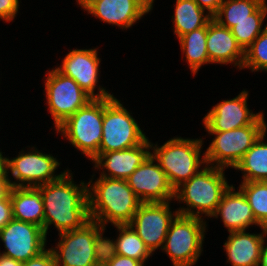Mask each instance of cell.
<instances>
[{
    "label": "cell",
    "mask_w": 267,
    "mask_h": 266,
    "mask_svg": "<svg viewBox=\"0 0 267 266\" xmlns=\"http://www.w3.org/2000/svg\"><path fill=\"white\" fill-rule=\"evenodd\" d=\"M68 170L60 179L37 186L44 205V234L53 224L59 233L79 229L90 221L88 186L75 184Z\"/></svg>",
    "instance_id": "6da1fadb"
},
{
    "label": "cell",
    "mask_w": 267,
    "mask_h": 266,
    "mask_svg": "<svg viewBox=\"0 0 267 266\" xmlns=\"http://www.w3.org/2000/svg\"><path fill=\"white\" fill-rule=\"evenodd\" d=\"M94 175L87 183L90 220L106 225L129 224L141 201L125 179L101 177L94 182Z\"/></svg>",
    "instance_id": "7a4b0ae2"
},
{
    "label": "cell",
    "mask_w": 267,
    "mask_h": 266,
    "mask_svg": "<svg viewBox=\"0 0 267 266\" xmlns=\"http://www.w3.org/2000/svg\"><path fill=\"white\" fill-rule=\"evenodd\" d=\"M224 171V168L206 165L188 181L177 187L174 201L184 203L187 207L178 208V213L201 219L206 216L211 218L223 194L231 186L228 184Z\"/></svg>",
    "instance_id": "3957f363"
},
{
    "label": "cell",
    "mask_w": 267,
    "mask_h": 266,
    "mask_svg": "<svg viewBox=\"0 0 267 266\" xmlns=\"http://www.w3.org/2000/svg\"><path fill=\"white\" fill-rule=\"evenodd\" d=\"M203 142V138L180 136L173 137L160 146L150 142L151 155L166 173L174 190L207 165L205 152L201 155Z\"/></svg>",
    "instance_id": "277c9868"
},
{
    "label": "cell",
    "mask_w": 267,
    "mask_h": 266,
    "mask_svg": "<svg viewBox=\"0 0 267 266\" xmlns=\"http://www.w3.org/2000/svg\"><path fill=\"white\" fill-rule=\"evenodd\" d=\"M106 228L90 220L83 227L58 233L56 247H50L57 266H93L103 259Z\"/></svg>",
    "instance_id": "5b68a950"
},
{
    "label": "cell",
    "mask_w": 267,
    "mask_h": 266,
    "mask_svg": "<svg viewBox=\"0 0 267 266\" xmlns=\"http://www.w3.org/2000/svg\"><path fill=\"white\" fill-rule=\"evenodd\" d=\"M267 131L264 113L251 125L223 132H208L212 142L205 151L206 164L227 169L235 168L244 154Z\"/></svg>",
    "instance_id": "8992f818"
},
{
    "label": "cell",
    "mask_w": 267,
    "mask_h": 266,
    "mask_svg": "<svg viewBox=\"0 0 267 266\" xmlns=\"http://www.w3.org/2000/svg\"><path fill=\"white\" fill-rule=\"evenodd\" d=\"M103 126V99H92L60 124L61 133L81 154L93 160L99 154Z\"/></svg>",
    "instance_id": "52a82bcc"
},
{
    "label": "cell",
    "mask_w": 267,
    "mask_h": 266,
    "mask_svg": "<svg viewBox=\"0 0 267 266\" xmlns=\"http://www.w3.org/2000/svg\"><path fill=\"white\" fill-rule=\"evenodd\" d=\"M131 114L115 96L103 99L99 153L132 148L148 138Z\"/></svg>",
    "instance_id": "ba28073f"
},
{
    "label": "cell",
    "mask_w": 267,
    "mask_h": 266,
    "mask_svg": "<svg viewBox=\"0 0 267 266\" xmlns=\"http://www.w3.org/2000/svg\"><path fill=\"white\" fill-rule=\"evenodd\" d=\"M206 221L178 214L171 222L162 249L173 266H194L203 253ZM205 232V233H204Z\"/></svg>",
    "instance_id": "9c48e42d"
},
{
    "label": "cell",
    "mask_w": 267,
    "mask_h": 266,
    "mask_svg": "<svg viewBox=\"0 0 267 266\" xmlns=\"http://www.w3.org/2000/svg\"><path fill=\"white\" fill-rule=\"evenodd\" d=\"M18 153L15 158L7 159L8 175L15 179L9 178L11 187H37L60 179L69 170L55 174L60 162L52 154H45L36 147Z\"/></svg>",
    "instance_id": "30bf717a"
},
{
    "label": "cell",
    "mask_w": 267,
    "mask_h": 266,
    "mask_svg": "<svg viewBox=\"0 0 267 266\" xmlns=\"http://www.w3.org/2000/svg\"><path fill=\"white\" fill-rule=\"evenodd\" d=\"M45 77H47L44 78L46 104L56 129L93 98L75 80L62 74L56 68L46 72Z\"/></svg>",
    "instance_id": "8fae6325"
},
{
    "label": "cell",
    "mask_w": 267,
    "mask_h": 266,
    "mask_svg": "<svg viewBox=\"0 0 267 266\" xmlns=\"http://www.w3.org/2000/svg\"><path fill=\"white\" fill-rule=\"evenodd\" d=\"M170 202L141 203L129 223L152 254L162 249L170 224L179 214L171 210Z\"/></svg>",
    "instance_id": "7c38bea8"
},
{
    "label": "cell",
    "mask_w": 267,
    "mask_h": 266,
    "mask_svg": "<svg viewBox=\"0 0 267 266\" xmlns=\"http://www.w3.org/2000/svg\"><path fill=\"white\" fill-rule=\"evenodd\" d=\"M98 48L73 49L62 59L61 65L55 67L62 74L75 80L78 85L93 99L113 97L106 88L98 86L101 59ZM98 87V88H97ZM96 88L98 90L95 93Z\"/></svg>",
    "instance_id": "4fadbf2b"
},
{
    "label": "cell",
    "mask_w": 267,
    "mask_h": 266,
    "mask_svg": "<svg viewBox=\"0 0 267 266\" xmlns=\"http://www.w3.org/2000/svg\"><path fill=\"white\" fill-rule=\"evenodd\" d=\"M4 250L0 254L22 263L38 256L46 249L47 238L41 227L12 219L0 230Z\"/></svg>",
    "instance_id": "5bb4252c"
},
{
    "label": "cell",
    "mask_w": 267,
    "mask_h": 266,
    "mask_svg": "<svg viewBox=\"0 0 267 266\" xmlns=\"http://www.w3.org/2000/svg\"><path fill=\"white\" fill-rule=\"evenodd\" d=\"M155 0H80L88 14L120 29H129L153 10Z\"/></svg>",
    "instance_id": "9a60e30c"
},
{
    "label": "cell",
    "mask_w": 267,
    "mask_h": 266,
    "mask_svg": "<svg viewBox=\"0 0 267 266\" xmlns=\"http://www.w3.org/2000/svg\"><path fill=\"white\" fill-rule=\"evenodd\" d=\"M126 180L142 203L174 200L175 190L166 173L152 155L138 166Z\"/></svg>",
    "instance_id": "2e32d148"
},
{
    "label": "cell",
    "mask_w": 267,
    "mask_h": 266,
    "mask_svg": "<svg viewBox=\"0 0 267 266\" xmlns=\"http://www.w3.org/2000/svg\"><path fill=\"white\" fill-rule=\"evenodd\" d=\"M248 97V91L243 89L235 98L212 106L202 118L206 132H223L253 124L263 112L253 113L248 108Z\"/></svg>",
    "instance_id": "e0dca14e"
},
{
    "label": "cell",
    "mask_w": 267,
    "mask_h": 266,
    "mask_svg": "<svg viewBox=\"0 0 267 266\" xmlns=\"http://www.w3.org/2000/svg\"><path fill=\"white\" fill-rule=\"evenodd\" d=\"M150 149V140L147 138L132 148L99 153L92 160L93 167L102 170L101 177L126 180L151 155Z\"/></svg>",
    "instance_id": "ac0fdd59"
},
{
    "label": "cell",
    "mask_w": 267,
    "mask_h": 266,
    "mask_svg": "<svg viewBox=\"0 0 267 266\" xmlns=\"http://www.w3.org/2000/svg\"><path fill=\"white\" fill-rule=\"evenodd\" d=\"M206 45L209 64H233L242 70L244 51L238 45L231 29L219 25L212 19L207 24Z\"/></svg>",
    "instance_id": "d6986e66"
},
{
    "label": "cell",
    "mask_w": 267,
    "mask_h": 266,
    "mask_svg": "<svg viewBox=\"0 0 267 266\" xmlns=\"http://www.w3.org/2000/svg\"><path fill=\"white\" fill-rule=\"evenodd\" d=\"M233 184L223 194L220 203L218 204L216 211L211 216L218 218L220 216L224 227L227 231L235 232L248 229L251 225H260L256 222L252 212V208L249 205L246 196L238 189L235 191Z\"/></svg>",
    "instance_id": "ffe728a7"
},
{
    "label": "cell",
    "mask_w": 267,
    "mask_h": 266,
    "mask_svg": "<svg viewBox=\"0 0 267 266\" xmlns=\"http://www.w3.org/2000/svg\"><path fill=\"white\" fill-rule=\"evenodd\" d=\"M258 234L246 230L230 232L224 243L228 264L232 266H258L261 247L267 228Z\"/></svg>",
    "instance_id": "44dd1931"
},
{
    "label": "cell",
    "mask_w": 267,
    "mask_h": 266,
    "mask_svg": "<svg viewBox=\"0 0 267 266\" xmlns=\"http://www.w3.org/2000/svg\"><path fill=\"white\" fill-rule=\"evenodd\" d=\"M13 218L35 224L44 231V205L37 187H11Z\"/></svg>",
    "instance_id": "7402d4cb"
},
{
    "label": "cell",
    "mask_w": 267,
    "mask_h": 266,
    "mask_svg": "<svg viewBox=\"0 0 267 266\" xmlns=\"http://www.w3.org/2000/svg\"><path fill=\"white\" fill-rule=\"evenodd\" d=\"M113 226L116 227L119 236L115 240L106 237L105 246L112 253L139 260L145 265L153 254L135 230L129 224Z\"/></svg>",
    "instance_id": "603a6c76"
},
{
    "label": "cell",
    "mask_w": 267,
    "mask_h": 266,
    "mask_svg": "<svg viewBox=\"0 0 267 266\" xmlns=\"http://www.w3.org/2000/svg\"><path fill=\"white\" fill-rule=\"evenodd\" d=\"M173 32L179 39L182 35L206 26L213 17L201 9L194 0H176L174 5Z\"/></svg>",
    "instance_id": "cb8c5ba5"
},
{
    "label": "cell",
    "mask_w": 267,
    "mask_h": 266,
    "mask_svg": "<svg viewBox=\"0 0 267 266\" xmlns=\"http://www.w3.org/2000/svg\"><path fill=\"white\" fill-rule=\"evenodd\" d=\"M264 132L244 154L234 169L241 171L242 182L267 181V143Z\"/></svg>",
    "instance_id": "d4e9b609"
},
{
    "label": "cell",
    "mask_w": 267,
    "mask_h": 266,
    "mask_svg": "<svg viewBox=\"0 0 267 266\" xmlns=\"http://www.w3.org/2000/svg\"><path fill=\"white\" fill-rule=\"evenodd\" d=\"M178 40L182 55L185 56L184 59L194 76L202 66L209 64L206 45L207 25L182 35Z\"/></svg>",
    "instance_id": "484cf974"
},
{
    "label": "cell",
    "mask_w": 267,
    "mask_h": 266,
    "mask_svg": "<svg viewBox=\"0 0 267 266\" xmlns=\"http://www.w3.org/2000/svg\"><path fill=\"white\" fill-rule=\"evenodd\" d=\"M266 0H223L213 16L219 25L231 29L239 21L253 20V13Z\"/></svg>",
    "instance_id": "4316f807"
},
{
    "label": "cell",
    "mask_w": 267,
    "mask_h": 266,
    "mask_svg": "<svg viewBox=\"0 0 267 266\" xmlns=\"http://www.w3.org/2000/svg\"><path fill=\"white\" fill-rule=\"evenodd\" d=\"M265 18H267V0L253 13V20L239 21L231 28L233 36L243 51H245L267 27V24L263 25Z\"/></svg>",
    "instance_id": "83f0119b"
},
{
    "label": "cell",
    "mask_w": 267,
    "mask_h": 266,
    "mask_svg": "<svg viewBox=\"0 0 267 266\" xmlns=\"http://www.w3.org/2000/svg\"><path fill=\"white\" fill-rule=\"evenodd\" d=\"M238 188L246 196L256 222L267 228V181L241 182Z\"/></svg>",
    "instance_id": "f1b7e54d"
},
{
    "label": "cell",
    "mask_w": 267,
    "mask_h": 266,
    "mask_svg": "<svg viewBox=\"0 0 267 266\" xmlns=\"http://www.w3.org/2000/svg\"><path fill=\"white\" fill-rule=\"evenodd\" d=\"M246 68L251 72H267V27L244 51L242 69Z\"/></svg>",
    "instance_id": "f546056e"
},
{
    "label": "cell",
    "mask_w": 267,
    "mask_h": 266,
    "mask_svg": "<svg viewBox=\"0 0 267 266\" xmlns=\"http://www.w3.org/2000/svg\"><path fill=\"white\" fill-rule=\"evenodd\" d=\"M103 260L108 266H145L141 261L112 253L106 246Z\"/></svg>",
    "instance_id": "4dcf8cb0"
},
{
    "label": "cell",
    "mask_w": 267,
    "mask_h": 266,
    "mask_svg": "<svg viewBox=\"0 0 267 266\" xmlns=\"http://www.w3.org/2000/svg\"><path fill=\"white\" fill-rule=\"evenodd\" d=\"M19 0H0V19L12 22L19 10Z\"/></svg>",
    "instance_id": "1f68e13d"
},
{
    "label": "cell",
    "mask_w": 267,
    "mask_h": 266,
    "mask_svg": "<svg viewBox=\"0 0 267 266\" xmlns=\"http://www.w3.org/2000/svg\"><path fill=\"white\" fill-rule=\"evenodd\" d=\"M23 266H57L52 250L45 249L38 256L30 258Z\"/></svg>",
    "instance_id": "d6a6232c"
},
{
    "label": "cell",
    "mask_w": 267,
    "mask_h": 266,
    "mask_svg": "<svg viewBox=\"0 0 267 266\" xmlns=\"http://www.w3.org/2000/svg\"><path fill=\"white\" fill-rule=\"evenodd\" d=\"M13 219L12 201L10 192L0 199V230Z\"/></svg>",
    "instance_id": "836d02e7"
},
{
    "label": "cell",
    "mask_w": 267,
    "mask_h": 266,
    "mask_svg": "<svg viewBox=\"0 0 267 266\" xmlns=\"http://www.w3.org/2000/svg\"><path fill=\"white\" fill-rule=\"evenodd\" d=\"M198 6L212 17L218 12L223 0H194Z\"/></svg>",
    "instance_id": "e575fe53"
},
{
    "label": "cell",
    "mask_w": 267,
    "mask_h": 266,
    "mask_svg": "<svg viewBox=\"0 0 267 266\" xmlns=\"http://www.w3.org/2000/svg\"><path fill=\"white\" fill-rule=\"evenodd\" d=\"M9 177L10 176H0V199L7 196L10 192L11 185Z\"/></svg>",
    "instance_id": "d590c367"
},
{
    "label": "cell",
    "mask_w": 267,
    "mask_h": 266,
    "mask_svg": "<svg viewBox=\"0 0 267 266\" xmlns=\"http://www.w3.org/2000/svg\"><path fill=\"white\" fill-rule=\"evenodd\" d=\"M267 232L264 236V241L261 247V253L259 257L258 266H267V244H266Z\"/></svg>",
    "instance_id": "8d00e7d4"
},
{
    "label": "cell",
    "mask_w": 267,
    "mask_h": 266,
    "mask_svg": "<svg viewBox=\"0 0 267 266\" xmlns=\"http://www.w3.org/2000/svg\"><path fill=\"white\" fill-rule=\"evenodd\" d=\"M0 266H23V263L0 254Z\"/></svg>",
    "instance_id": "74e56055"
},
{
    "label": "cell",
    "mask_w": 267,
    "mask_h": 266,
    "mask_svg": "<svg viewBox=\"0 0 267 266\" xmlns=\"http://www.w3.org/2000/svg\"><path fill=\"white\" fill-rule=\"evenodd\" d=\"M2 154V151H0V176H9L7 171L8 157L3 156Z\"/></svg>",
    "instance_id": "f35d334b"
},
{
    "label": "cell",
    "mask_w": 267,
    "mask_h": 266,
    "mask_svg": "<svg viewBox=\"0 0 267 266\" xmlns=\"http://www.w3.org/2000/svg\"><path fill=\"white\" fill-rule=\"evenodd\" d=\"M93 266H108L106 264V262L102 259L100 262H98L97 264L93 265Z\"/></svg>",
    "instance_id": "ab89813d"
}]
</instances>
